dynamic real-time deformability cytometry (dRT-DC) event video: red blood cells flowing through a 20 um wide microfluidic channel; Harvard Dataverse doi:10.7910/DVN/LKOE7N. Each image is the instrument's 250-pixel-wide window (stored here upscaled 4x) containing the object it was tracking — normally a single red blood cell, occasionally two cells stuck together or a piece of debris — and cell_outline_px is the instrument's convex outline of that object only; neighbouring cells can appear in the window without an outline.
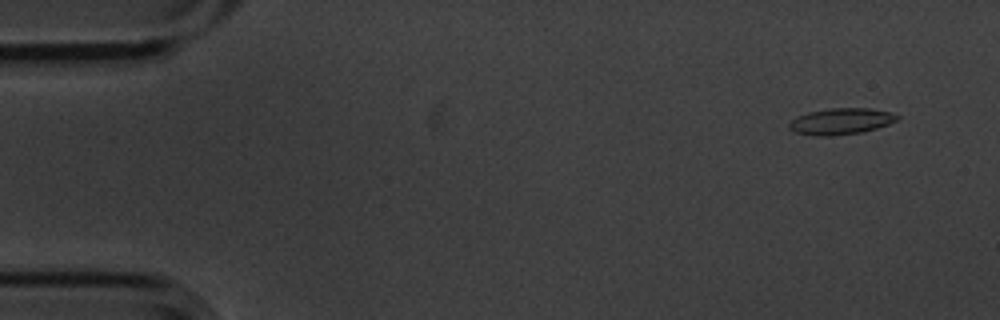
{"species": "common noctule bat (a hibernating species)", "species_latin": "Nyctalus noctula", "temperature_condition": "cold", "stored_images_in_passage": 4, "camera_frame_rate_fps": 3000, "um_per_image_px": 0.085, "animal": {"sex": "male", "body_mass_g": 20.1, "forearm_length_mm": 53.5}, "frame": {"image": 1, "passage_image": 1, "time_ms": 0.0, "image_size_px": [1000, 320], "cell_outline_px": [[900, 116], [896, 120], [888, 124], [876, 128], [860, 132], [828, 136], [816, 136], [792, 132], [788, 128], [788, 124], [792, 120], [808, 112], [828, 108], [868, 108], [888, 112]], "centroid_in_image_um": [71.43, 10.31], "position_along_channel_um": 13.6, "area_um2": 16.36}}